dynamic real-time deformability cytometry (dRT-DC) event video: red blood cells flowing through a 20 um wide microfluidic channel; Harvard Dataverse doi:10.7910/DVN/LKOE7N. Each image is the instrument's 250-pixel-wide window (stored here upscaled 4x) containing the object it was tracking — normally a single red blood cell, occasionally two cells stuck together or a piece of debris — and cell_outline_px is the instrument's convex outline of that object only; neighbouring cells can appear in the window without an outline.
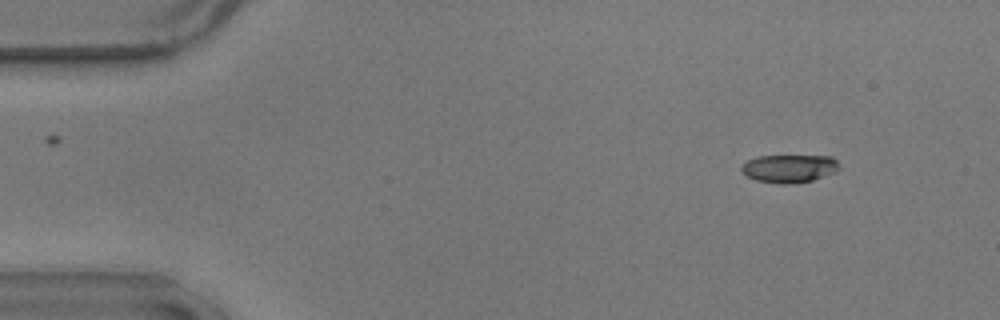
{"species": "common noctule bat (a hibernating species)", "species_latin": "Nyctalus noctula", "temperature_condition": "warm", "stored_images_in_passage": 11, "camera_frame_rate_fps": 3000, "um_per_image_px": 0.085, "animal": {"sex": "male", "body_mass_g": 17.9}, "frame": {"image": 1, "passage_image": 5, "time_ms": 1.333, "image_size_px": [1000, 320], "cell_outline_px": [[840, 168], [836, 172], [812, 180], [792, 184], [780, 184], [756, 180], [748, 176], [740, 168], [748, 160], [756, 156], [832, 156], [840, 164]], "centroid_in_image_um": [67.13, 14.32], "position_along_channel_um": 17.9, "area_um2": 15.95}}